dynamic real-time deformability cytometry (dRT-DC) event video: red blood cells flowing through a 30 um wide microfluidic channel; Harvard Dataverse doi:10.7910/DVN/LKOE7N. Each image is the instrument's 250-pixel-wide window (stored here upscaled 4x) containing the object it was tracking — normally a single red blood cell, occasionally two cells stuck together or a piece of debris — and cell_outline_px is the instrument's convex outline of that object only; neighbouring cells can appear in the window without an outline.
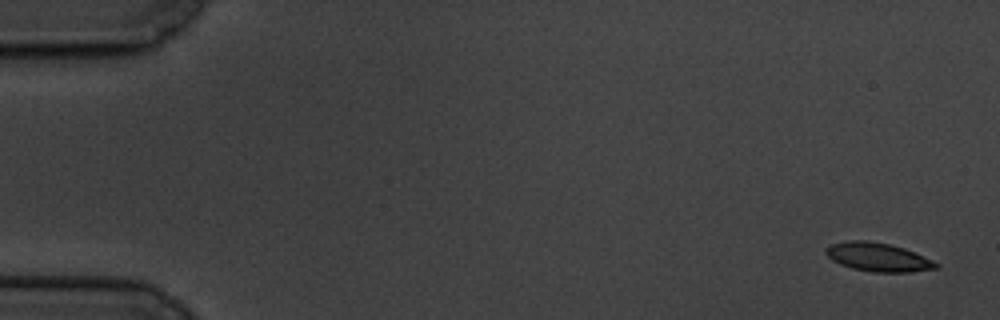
{"species": "common noctule bat (a hibernating species)", "species_latin": "Nyctalus noctula", "temperature_condition": "cold", "stored_images_in_passage": 6, "camera_frame_rate_fps": 3000, "um_per_image_px": 0.085, "animal": {"sex": "male", "body_mass_g": 19.5, "forearm_length_mm": 54.6}, "frame": {"image": 1, "passage_image": 1, "time_ms": 0.0, "image_size_px": [1000, 320], "cell_outline_px": [[940, 264], [936, 268], [908, 272], [872, 272], [852, 268], [840, 264], [832, 260], [824, 252], [824, 248], [832, 244], [852, 240], [868, 240], [888, 244], [904, 248], [932, 260]], "centroid_in_image_um": [74.6, 21.85], "position_along_channel_um": 10.4, "area_um2": 18.21}}
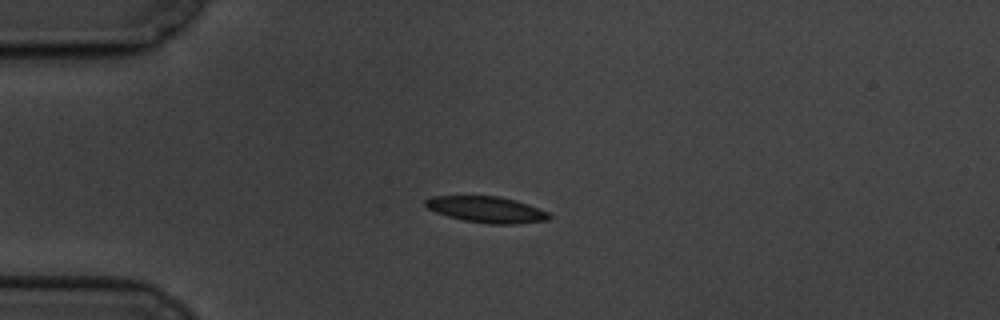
{"frame": {"image": 2, "passage_image": 5, "time_ms": 4.333, "image_size_px": [1000, 320], "cell_outline_px": [[552, 216], [548, 220], [516, 224], [488, 224], [464, 220], [448, 216], [436, 212], [428, 208], [424, 204], [424, 200], [432, 196], [500, 196], [516, 200], [528, 204], [548, 212]], "centroid_in_image_um": [41.37, 17.81], "position_along_channel_um": 43.6, "area_um2": 18.9}}